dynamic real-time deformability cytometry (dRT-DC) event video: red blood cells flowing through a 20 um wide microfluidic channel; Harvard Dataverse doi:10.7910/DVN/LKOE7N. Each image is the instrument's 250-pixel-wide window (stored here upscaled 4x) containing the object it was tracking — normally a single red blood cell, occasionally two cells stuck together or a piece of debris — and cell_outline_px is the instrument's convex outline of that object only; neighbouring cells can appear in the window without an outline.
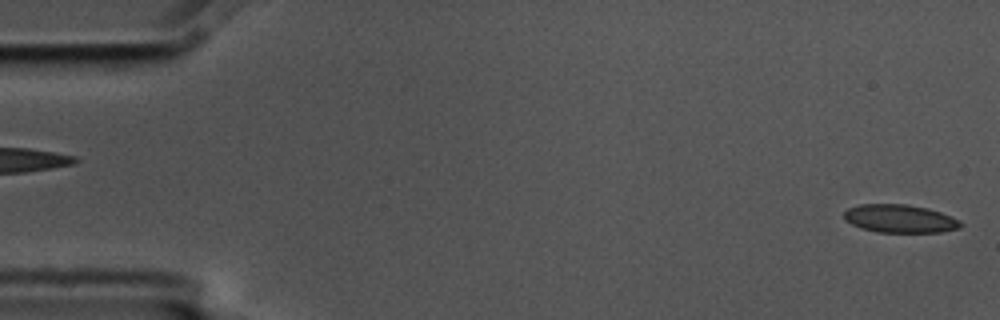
{"species": "common noctule bat (a hibernating species)", "species_latin": "Nyctalus noctula", "temperature_condition": "cold", "stored_images_in_passage": 2, "segment_of_instrument_passage": [2, 2], "camera_frame_rate_fps": 3000, "um_per_image_px": 0.085, "animal": {"sex": "male", "body_mass_g": 17.5, "forearm_length_mm": 52.3}, "frame": {"image": 1, "passage_image": 2, "time_ms": 0.333, "image_size_px": [1000, 320], "cell_outline_px": [[964, 224], [960, 228], [940, 232], [876, 232], [860, 228], [844, 220], [844, 212], [848, 208], [860, 204], [908, 204], [928, 208], [940, 212], [960, 220]], "centroid_in_image_um": [76.49, 18.58], "position_along_channel_um": 8.5, "area_um2": 19.25}}